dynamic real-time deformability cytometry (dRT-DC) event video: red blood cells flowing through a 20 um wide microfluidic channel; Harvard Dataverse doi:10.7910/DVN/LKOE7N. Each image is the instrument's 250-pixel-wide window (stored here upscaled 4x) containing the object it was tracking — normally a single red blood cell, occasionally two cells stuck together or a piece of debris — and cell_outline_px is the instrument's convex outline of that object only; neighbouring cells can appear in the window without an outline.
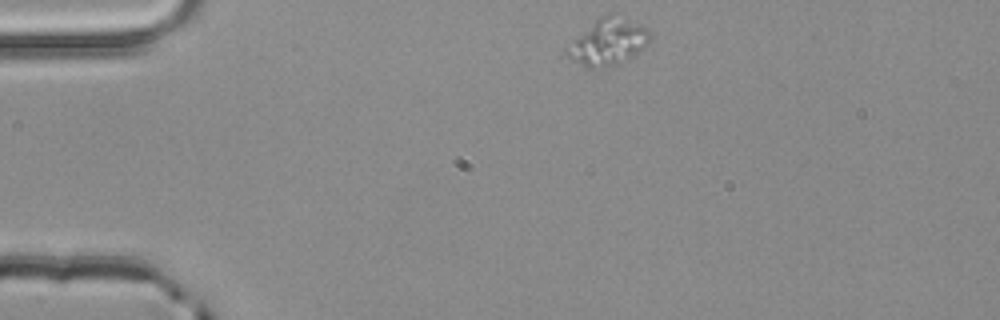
{"species": "common noctule bat (a hibernating species)", "species_latin": "Nyctalus noctula", "temperature_condition": "room temperature", "stored_images_in_passage": 2, "camera_frame_rate_fps": 3000, "um_per_image_px": 0.085, "animal": {"sex": "male", "body_mass_g": 20.4}, "frame": {"image": 1, "passage_image": 1, "time_ms": 0.0, "image_size_px": [1000, 320], "cell_outline_px": [[652, 36], [648, 44], [640, 52], [620, 64], [592, 68], [584, 68], [568, 56], [564, 52], [564, 48], [600, 16], [608, 12], [640, 24], [648, 28], [652, 32]], "centroid_in_image_um": [51.72, 3.57], "position_along_channel_um": 33.3, "area_um2": 22.66}}